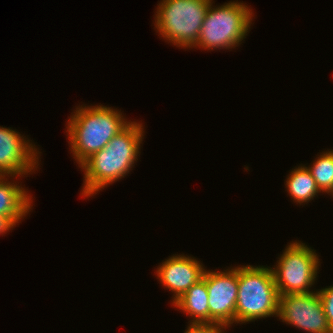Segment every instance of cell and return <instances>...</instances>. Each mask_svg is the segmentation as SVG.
<instances>
[{
    "label": "cell",
    "mask_w": 333,
    "mask_h": 333,
    "mask_svg": "<svg viewBox=\"0 0 333 333\" xmlns=\"http://www.w3.org/2000/svg\"><path fill=\"white\" fill-rule=\"evenodd\" d=\"M143 130L142 123L131 121L103 149L94 153L80 166L84 171L85 181L81 193L84 197L97 194L108 184L129 173L138 160Z\"/></svg>",
    "instance_id": "6da1fadb"
},
{
    "label": "cell",
    "mask_w": 333,
    "mask_h": 333,
    "mask_svg": "<svg viewBox=\"0 0 333 333\" xmlns=\"http://www.w3.org/2000/svg\"><path fill=\"white\" fill-rule=\"evenodd\" d=\"M72 113L66 132L79 167L130 123L119 110L104 105H81Z\"/></svg>",
    "instance_id": "7a4b0ae2"
},
{
    "label": "cell",
    "mask_w": 333,
    "mask_h": 333,
    "mask_svg": "<svg viewBox=\"0 0 333 333\" xmlns=\"http://www.w3.org/2000/svg\"><path fill=\"white\" fill-rule=\"evenodd\" d=\"M279 294L271 267L238 266L235 324L278 316Z\"/></svg>",
    "instance_id": "3957f363"
},
{
    "label": "cell",
    "mask_w": 333,
    "mask_h": 333,
    "mask_svg": "<svg viewBox=\"0 0 333 333\" xmlns=\"http://www.w3.org/2000/svg\"><path fill=\"white\" fill-rule=\"evenodd\" d=\"M211 2L194 47L207 50L230 49L241 44L252 24L253 12L238 0L221 6Z\"/></svg>",
    "instance_id": "277c9868"
},
{
    "label": "cell",
    "mask_w": 333,
    "mask_h": 333,
    "mask_svg": "<svg viewBox=\"0 0 333 333\" xmlns=\"http://www.w3.org/2000/svg\"><path fill=\"white\" fill-rule=\"evenodd\" d=\"M213 0H162L156 15L155 28L173 45L193 48Z\"/></svg>",
    "instance_id": "5b68a950"
},
{
    "label": "cell",
    "mask_w": 333,
    "mask_h": 333,
    "mask_svg": "<svg viewBox=\"0 0 333 333\" xmlns=\"http://www.w3.org/2000/svg\"><path fill=\"white\" fill-rule=\"evenodd\" d=\"M319 260L314 249L292 241L272 268L279 296L313 292L310 288L317 277Z\"/></svg>",
    "instance_id": "8992f818"
},
{
    "label": "cell",
    "mask_w": 333,
    "mask_h": 333,
    "mask_svg": "<svg viewBox=\"0 0 333 333\" xmlns=\"http://www.w3.org/2000/svg\"><path fill=\"white\" fill-rule=\"evenodd\" d=\"M209 304V326L225 329L235 322L238 266L222 271L205 270Z\"/></svg>",
    "instance_id": "52a82bcc"
},
{
    "label": "cell",
    "mask_w": 333,
    "mask_h": 333,
    "mask_svg": "<svg viewBox=\"0 0 333 333\" xmlns=\"http://www.w3.org/2000/svg\"><path fill=\"white\" fill-rule=\"evenodd\" d=\"M277 317L309 333H332L317 290L279 296Z\"/></svg>",
    "instance_id": "ba28073f"
},
{
    "label": "cell",
    "mask_w": 333,
    "mask_h": 333,
    "mask_svg": "<svg viewBox=\"0 0 333 333\" xmlns=\"http://www.w3.org/2000/svg\"><path fill=\"white\" fill-rule=\"evenodd\" d=\"M37 149L35 144L11 127H0V176L21 177L37 170V154L41 153Z\"/></svg>",
    "instance_id": "9c48e42d"
},
{
    "label": "cell",
    "mask_w": 333,
    "mask_h": 333,
    "mask_svg": "<svg viewBox=\"0 0 333 333\" xmlns=\"http://www.w3.org/2000/svg\"><path fill=\"white\" fill-rule=\"evenodd\" d=\"M161 284L172 291V304L178 300L193 284L203 278L205 268L194 257L172 255L156 269Z\"/></svg>",
    "instance_id": "30bf717a"
},
{
    "label": "cell",
    "mask_w": 333,
    "mask_h": 333,
    "mask_svg": "<svg viewBox=\"0 0 333 333\" xmlns=\"http://www.w3.org/2000/svg\"><path fill=\"white\" fill-rule=\"evenodd\" d=\"M0 176V215L6 216L15 226L32 209V198L22 186Z\"/></svg>",
    "instance_id": "8fae6325"
},
{
    "label": "cell",
    "mask_w": 333,
    "mask_h": 333,
    "mask_svg": "<svg viewBox=\"0 0 333 333\" xmlns=\"http://www.w3.org/2000/svg\"><path fill=\"white\" fill-rule=\"evenodd\" d=\"M208 291L204 278L193 284L173 306L190 315L189 326H209Z\"/></svg>",
    "instance_id": "7c38bea8"
},
{
    "label": "cell",
    "mask_w": 333,
    "mask_h": 333,
    "mask_svg": "<svg viewBox=\"0 0 333 333\" xmlns=\"http://www.w3.org/2000/svg\"><path fill=\"white\" fill-rule=\"evenodd\" d=\"M285 185L293 201L300 205L308 203L321 193L311 172L304 165L292 169Z\"/></svg>",
    "instance_id": "4fadbf2b"
},
{
    "label": "cell",
    "mask_w": 333,
    "mask_h": 333,
    "mask_svg": "<svg viewBox=\"0 0 333 333\" xmlns=\"http://www.w3.org/2000/svg\"><path fill=\"white\" fill-rule=\"evenodd\" d=\"M307 169L320 191L328 194L333 190V150L324 151Z\"/></svg>",
    "instance_id": "5bb4252c"
},
{
    "label": "cell",
    "mask_w": 333,
    "mask_h": 333,
    "mask_svg": "<svg viewBox=\"0 0 333 333\" xmlns=\"http://www.w3.org/2000/svg\"><path fill=\"white\" fill-rule=\"evenodd\" d=\"M318 294L321 298L329 327L333 333V285L322 288L318 291Z\"/></svg>",
    "instance_id": "9a60e30c"
},
{
    "label": "cell",
    "mask_w": 333,
    "mask_h": 333,
    "mask_svg": "<svg viewBox=\"0 0 333 333\" xmlns=\"http://www.w3.org/2000/svg\"><path fill=\"white\" fill-rule=\"evenodd\" d=\"M184 333H215L213 326H188Z\"/></svg>",
    "instance_id": "2e32d148"
},
{
    "label": "cell",
    "mask_w": 333,
    "mask_h": 333,
    "mask_svg": "<svg viewBox=\"0 0 333 333\" xmlns=\"http://www.w3.org/2000/svg\"><path fill=\"white\" fill-rule=\"evenodd\" d=\"M15 225L6 217L3 215H0V234L4 235L9 230L13 229Z\"/></svg>",
    "instance_id": "e0dca14e"
},
{
    "label": "cell",
    "mask_w": 333,
    "mask_h": 333,
    "mask_svg": "<svg viewBox=\"0 0 333 333\" xmlns=\"http://www.w3.org/2000/svg\"><path fill=\"white\" fill-rule=\"evenodd\" d=\"M215 333H224V330L221 327H215Z\"/></svg>",
    "instance_id": "ac0fdd59"
}]
</instances>
